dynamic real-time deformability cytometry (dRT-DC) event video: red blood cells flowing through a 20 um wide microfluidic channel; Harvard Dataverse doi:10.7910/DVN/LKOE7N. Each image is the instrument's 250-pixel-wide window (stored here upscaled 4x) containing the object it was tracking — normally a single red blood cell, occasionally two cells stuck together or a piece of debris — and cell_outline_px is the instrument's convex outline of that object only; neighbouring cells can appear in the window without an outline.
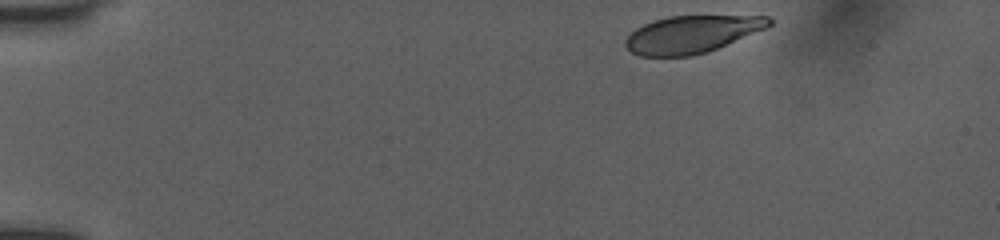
{"species": "human", "species_latin": "Homo sapiens", "temperature_condition": "room temperature", "stored_images_in_passage": 37, "camera_frame_rate_fps": 3000, "um_per_image_px": 0.085, "donor": {"sex": "female"}, "frame": {"image": 1, "passage_image": 1, "time_ms": 0.0, "image_size_px": [1000, 240], "cell_outline_px": [[772, 24], [768, 28], [708, 52], [692, 56], [640, 56], [632, 52], [624, 44], [624, 40], [636, 28], [652, 20], [668, 16], [768, 16], [772, 20]], "centroid_in_image_um": [58.82, 2.91], "position_along_channel_um": 26.2, "area_um2": 31.39}}
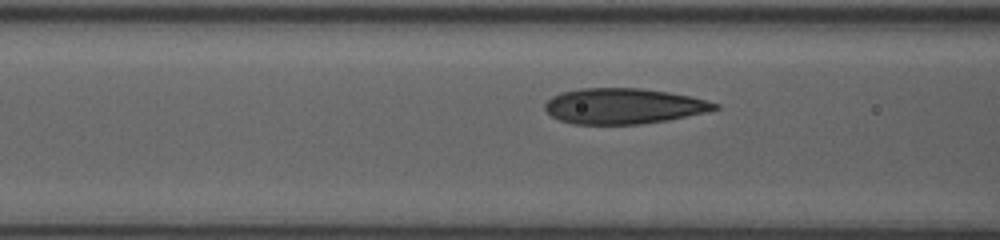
{"frame": {"image": 2, "passage_image": 24, "time_ms": 4.667, "image_size_px": [1000, 240], "cell_outline_px": [[720, 108], [704, 112], [668, 120], [640, 124], [572, 124], [560, 120], [552, 116], [544, 108], [544, 104], [552, 96], [560, 92], [580, 88], [640, 88], [668, 92], [692, 96], [720, 104]], "centroid_in_image_um": [52.99, 9.01], "position_along_channel_um": 113.6, "area_um2": 35.26}}
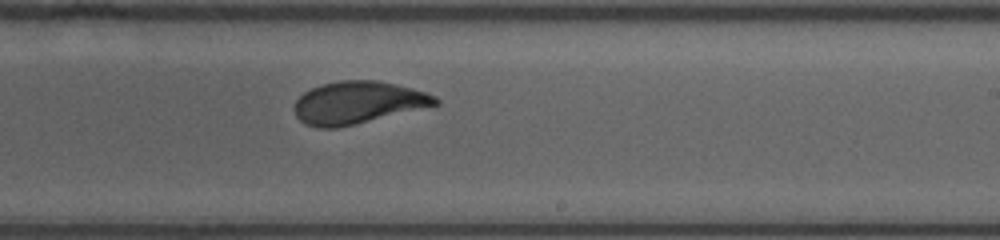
{"frame": {"image": 3, "passage_image": 37, "time_ms": 8.333, "image_size_px": [1000, 240], "cell_outline_px": [[440, 104], [356, 124], [336, 128], [316, 128], [304, 124], [296, 116], [296, 100], [304, 92], [320, 84], [340, 80], [380, 80], [412, 88], [436, 96], [440, 100]], "centroid_in_image_um": [30.42, 8.72], "position_along_channel_um": 258.6, "area_um2": 34.85}}